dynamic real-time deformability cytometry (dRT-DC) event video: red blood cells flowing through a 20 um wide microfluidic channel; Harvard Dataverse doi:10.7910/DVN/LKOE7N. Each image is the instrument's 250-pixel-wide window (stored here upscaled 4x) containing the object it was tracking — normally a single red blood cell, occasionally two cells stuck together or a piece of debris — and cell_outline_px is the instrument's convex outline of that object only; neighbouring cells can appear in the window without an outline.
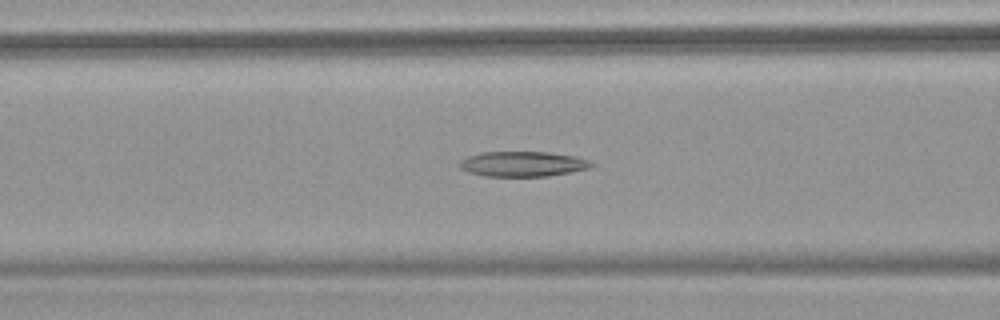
{"species": "common noctule bat (a hibernating species)", "species_latin": "Nyctalus noctula", "temperature_condition": "warm", "stored_images_in_passage": 39, "camera_frame_rate_fps": 3000, "um_per_image_px": 0.085, "animal": {"sex": "female", "body_mass_g": 18.4}, "frame": {"image": 1, "passage_image": 14, "time_ms": 4.333, "image_size_px": [1000, 320], "cell_outline_px": [[592, 164], [588, 168], [548, 176], [484, 176], [468, 172], [460, 168], [456, 164], [460, 160], [468, 156], [480, 152], [548, 152], [576, 156], [588, 160]], "centroid_in_image_um": [44.35, 13.93], "position_along_channel_um": 122.3, "area_um2": 19.25}}
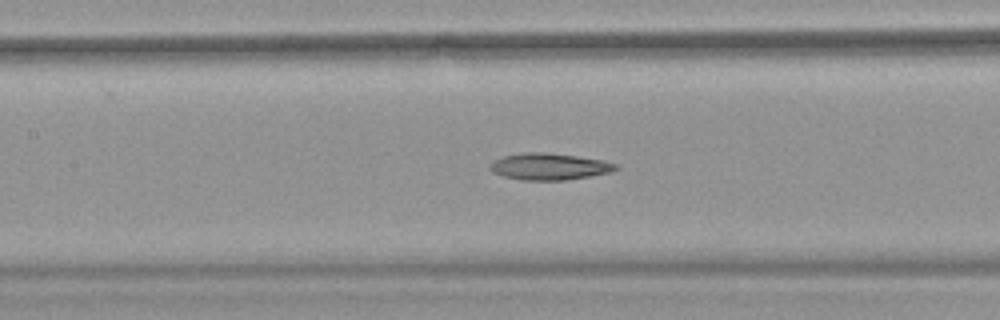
{"frame": {"image": 2, "passage_image": 17, "time_ms": 5.333, "image_size_px": [1000, 320], "cell_outline_px": [[620, 168], [612, 172], [564, 180], [520, 180], [500, 176], [492, 172], [488, 168], [488, 164], [504, 156], [524, 152], [544, 152], [576, 156], [604, 160], [616, 164]], "centroid_in_image_um": [46.66, 14.16], "position_along_channel_um": 160.7, "area_um2": 19.65}}
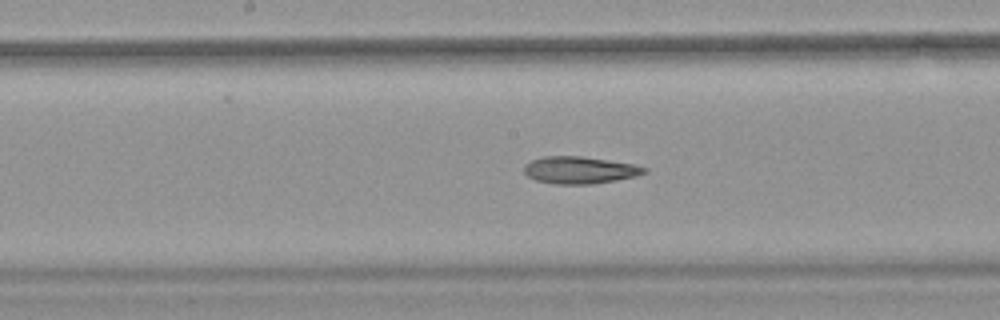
{"frame": {"image": 3, "passage_image": 20, "time_ms": 6.333, "image_size_px": [1000, 320], "cell_outline_px": [[648, 172], [636, 176], [616, 180], [592, 184], [552, 184], [536, 180], [528, 176], [524, 172], [524, 164], [532, 160], [544, 156], [580, 156], [636, 164], [648, 168]], "centroid_in_image_um": [49.29, 14.46], "position_along_channel_um": 198.9, "area_um2": 19.13}}